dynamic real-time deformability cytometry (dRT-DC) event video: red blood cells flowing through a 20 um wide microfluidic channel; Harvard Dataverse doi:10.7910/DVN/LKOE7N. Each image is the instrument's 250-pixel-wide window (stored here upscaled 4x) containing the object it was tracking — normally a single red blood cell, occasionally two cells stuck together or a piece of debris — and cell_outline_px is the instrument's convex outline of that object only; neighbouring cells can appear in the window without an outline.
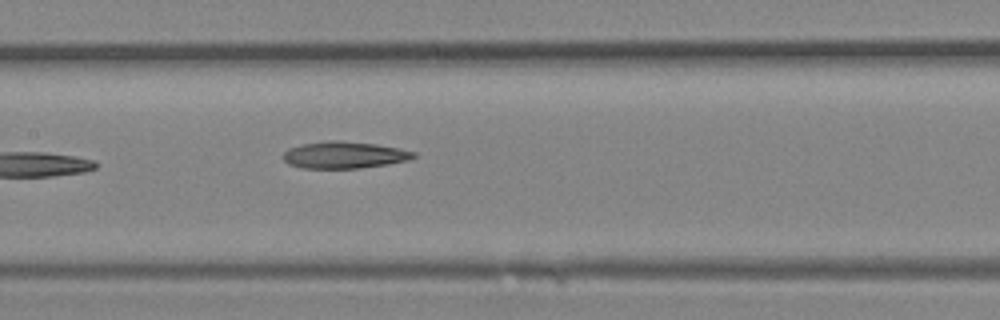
{"species": "Egyptian fruit bat (a non-hibernating species)", "species_latin": "Rousettus aegyptiacus", "temperature_condition": "room temperature", "stored_images_in_passage": 6, "camera_frame_rate_fps": 3000, "um_per_image_px": 0.085, "animal": {"sex": "female"}, "frame": {"image": 1, "passage_image": 6, "time_ms": 1.667, "image_size_px": [1000, 320], "cell_outline_px": [[416, 156], [408, 160], [388, 164], [360, 168], [300, 168], [288, 164], [284, 160], [284, 152], [288, 148], [300, 144], [328, 140], [336, 140], [376, 144], [416, 152]], "centroid_in_image_um": [29.23, 13.17], "position_along_channel_um": 178.2, "area_um2": 20.4}}